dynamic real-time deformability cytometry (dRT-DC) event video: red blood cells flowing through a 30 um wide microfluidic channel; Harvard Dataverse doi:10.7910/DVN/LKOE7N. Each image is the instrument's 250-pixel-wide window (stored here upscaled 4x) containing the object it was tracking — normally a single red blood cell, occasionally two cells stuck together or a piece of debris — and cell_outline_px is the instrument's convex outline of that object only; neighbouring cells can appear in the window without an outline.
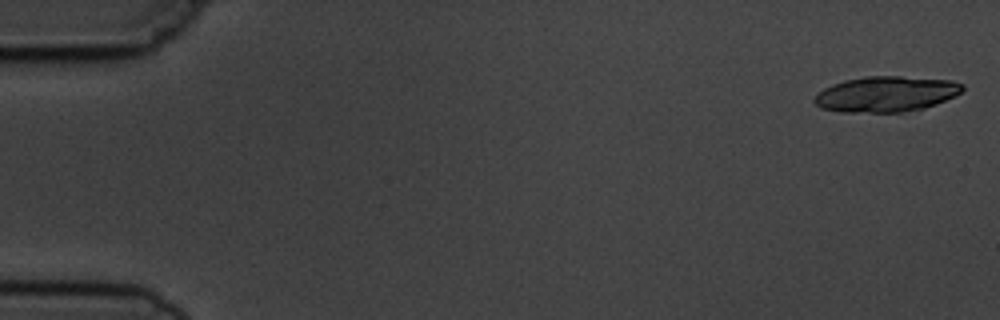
{"species": "common noctule bat (a hibernating species)", "species_latin": "Nyctalus noctula", "temperature_condition": "cold", "stored_images_in_passage": 6, "camera_frame_rate_fps": 3000, "um_per_image_px": 0.085, "animal": {"sex": "male", "body_mass_g": 19.5, "forearm_length_mm": 54.6}, "frame": {"image": 1, "passage_image": 1, "time_ms": 0.0, "image_size_px": [1000, 320], "cell_outline_px": [[964, 88], [956, 96], [936, 104], [924, 108], [900, 112], [844, 112], [820, 108], [812, 100], [824, 88], [832, 84], [844, 80], [864, 76], [900, 76], [952, 80], [964, 84]], "centroid_in_image_um": [75.33, 7.99], "position_along_channel_um": 9.7, "area_um2": 30.75}}